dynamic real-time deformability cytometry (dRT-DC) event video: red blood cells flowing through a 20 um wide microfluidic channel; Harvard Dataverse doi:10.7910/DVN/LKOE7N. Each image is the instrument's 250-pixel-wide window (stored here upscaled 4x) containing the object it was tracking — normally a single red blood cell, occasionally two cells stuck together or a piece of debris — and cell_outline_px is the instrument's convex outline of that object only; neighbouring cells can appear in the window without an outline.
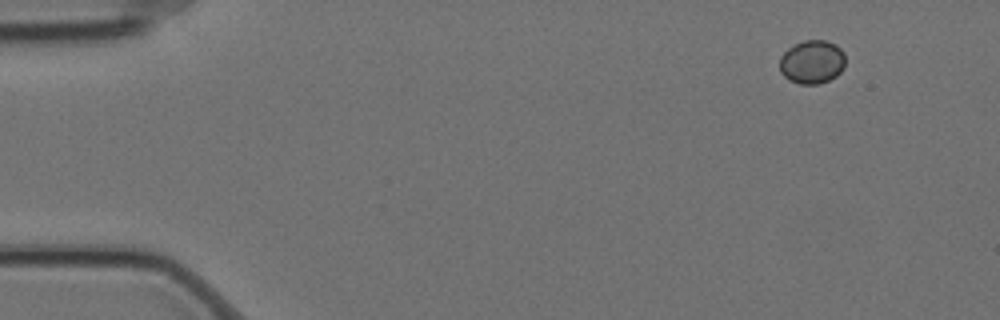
{"species": "Egyptian fruit bat (a non-hibernating species)", "species_latin": "Rousettus aegyptiacus", "temperature_condition": "cold", "stored_images_in_passage": 4, "camera_frame_rate_fps": 3000, "um_per_image_px": 0.085, "animal": {"sex": "female"}, "frame": {"image": 1, "passage_image": 1, "time_ms": 0.0, "image_size_px": [1000, 320], "cell_outline_px": [[844, 68], [836, 76], [820, 84], [800, 84], [788, 80], [780, 72], [780, 56], [792, 44], [804, 40], [824, 40], [836, 44], [844, 52]], "centroid_in_image_um": [69.01, 5.26], "position_along_channel_um": 16.0, "area_um2": 16.88}}
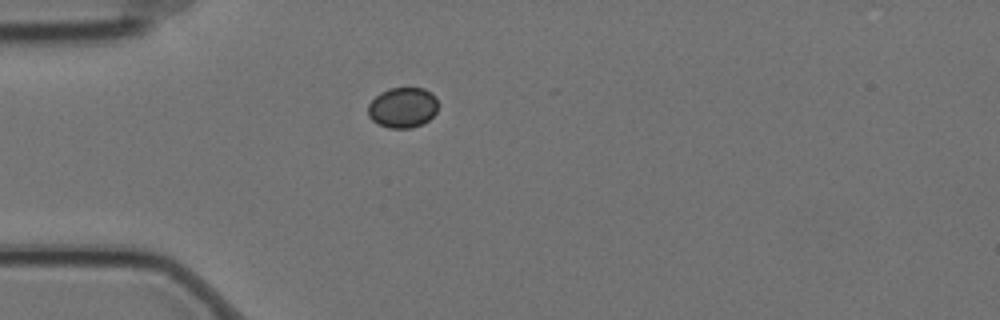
{"frame": {"image": 2, "passage_image": 4, "time_ms": 1.0, "image_size_px": [1000, 320], "cell_outline_px": [[436, 112], [428, 120], [412, 128], [388, 128], [372, 120], [368, 116], [368, 104], [380, 92], [388, 88], [424, 88], [432, 92], [436, 96]], "centroid_in_image_um": [34.22, 9.13], "position_along_channel_um": 50.8, "area_um2": 16.47}}